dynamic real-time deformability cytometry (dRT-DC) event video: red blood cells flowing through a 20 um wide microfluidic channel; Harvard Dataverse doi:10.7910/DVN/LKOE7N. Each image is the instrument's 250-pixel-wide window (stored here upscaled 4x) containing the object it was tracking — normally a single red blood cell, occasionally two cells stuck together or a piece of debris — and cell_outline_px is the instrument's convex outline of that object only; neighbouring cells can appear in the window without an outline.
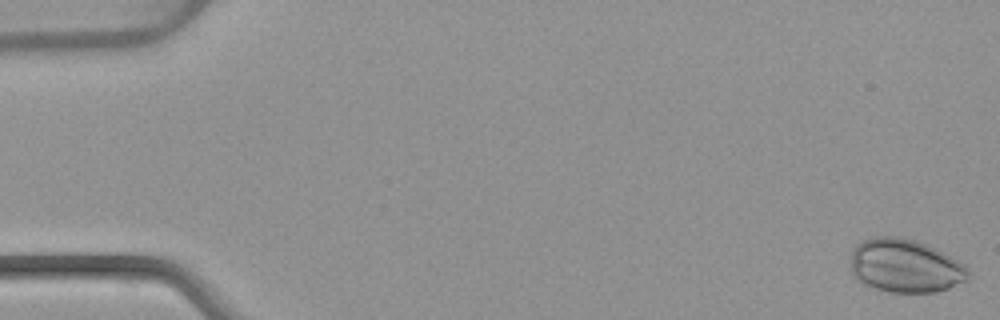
{"species": "common noctule bat (a hibernating species)", "species_latin": "Nyctalus noctula", "temperature_condition": "warm", "stored_images_in_passage": 6, "camera_frame_rate_fps": 3000, "um_per_image_px": 0.085, "animal": {"sex": "female", "body_mass_g": 22.7, "forearm_length_mm": 54.2}, "frame": {"image": 1, "passage_image": 1, "time_ms": 0.0, "image_size_px": [1000, 320], "cell_outline_px": [[972, 276], [968, 280], [948, 288], [936, 292], [888, 292], [868, 288], [856, 280], [852, 276], [852, 252], [856, 244], [864, 240], [876, 236], [900, 236], [916, 240], [936, 248], [964, 264], [968, 268]], "centroid_in_image_um": [76.94, 22.61], "position_along_channel_um": 8.1, "area_um2": 37.22}}